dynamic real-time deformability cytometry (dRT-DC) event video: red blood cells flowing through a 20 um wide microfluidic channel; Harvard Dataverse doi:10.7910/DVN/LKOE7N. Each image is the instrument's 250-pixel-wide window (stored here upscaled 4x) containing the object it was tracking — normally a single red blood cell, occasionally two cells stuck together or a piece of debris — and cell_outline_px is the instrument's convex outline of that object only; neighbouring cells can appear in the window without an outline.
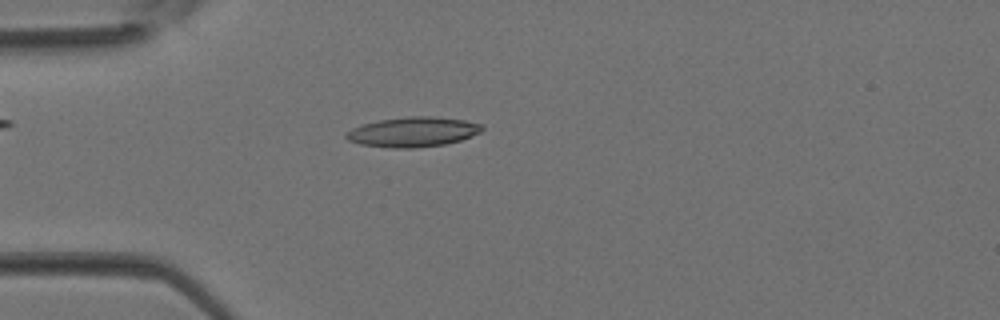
{"species": "Egyptian fruit bat (a non-hibernating species)", "species_latin": "Rousettus aegyptiacus", "temperature_condition": "room temperature", "stored_images_in_passage": 31, "camera_frame_rate_fps": 3000, "um_per_image_px": 0.085, "animal": {"sex": "female"}, "frame": {"image": 1, "passage_image": 4, "time_ms": 1.0, "image_size_px": [1000, 320], "cell_outline_px": [[484, 128], [480, 132], [472, 136], [460, 140], [444, 144], [416, 148], [392, 148], [360, 144], [348, 140], [344, 136], [344, 132], [352, 128], [364, 124], [380, 120], [404, 116], [432, 116], [464, 120], [480, 124]], "centroid_in_image_um": [35.07, 11.21], "position_along_channel_um": 49.9, "area_um2": 23.64}}
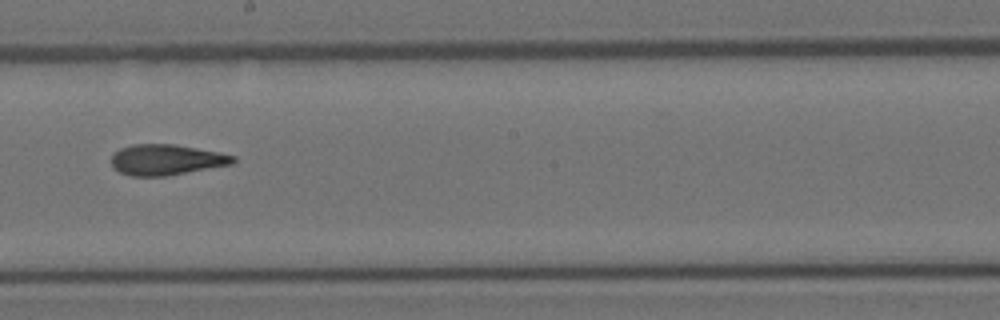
{"frame": {"image": 2, "passage_image": 15, "time_ms": 4.667, "image_size_px": [1000, 320], "cell_outline_px": [[236, 160], [232, 164], [164, 176], [132, 176], [120, 172], [112, 164], [112, 156], [120, 148], [132, 144], [172, 144], [220, 152], [236, 156]], "centroid_in_image_um": [14.15, 13.57], "position_along_channel_um": 234.0, "area_um2": 21.5}}
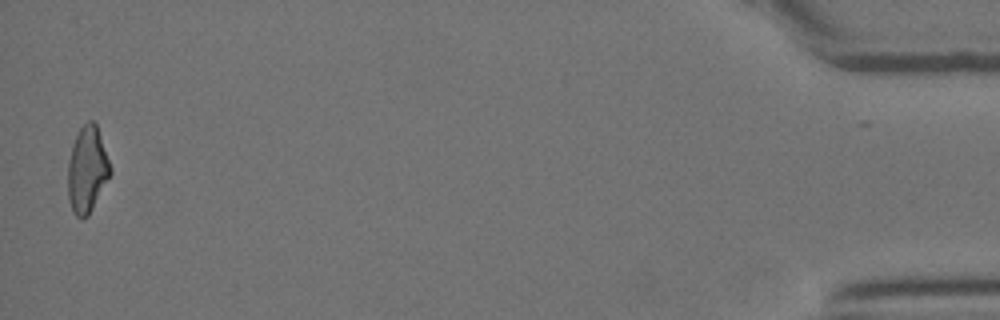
{"frame": {"image": 3, "passage_image": 31, "time_ms": 10.0, "image_size_px": [1000, 320], "cell_outline_px": [[112, 172], [88, 216], [80, 220], [72, 212], [68, 200], [68, 164], [72, 144], [80, 128], [88, 120], [92, 120], [96, 124], [112, 168]], "centroid_in_image_um": [7.4, 14.45], "position_along_channel_um": 427.8, "area_um2": 21.33}}